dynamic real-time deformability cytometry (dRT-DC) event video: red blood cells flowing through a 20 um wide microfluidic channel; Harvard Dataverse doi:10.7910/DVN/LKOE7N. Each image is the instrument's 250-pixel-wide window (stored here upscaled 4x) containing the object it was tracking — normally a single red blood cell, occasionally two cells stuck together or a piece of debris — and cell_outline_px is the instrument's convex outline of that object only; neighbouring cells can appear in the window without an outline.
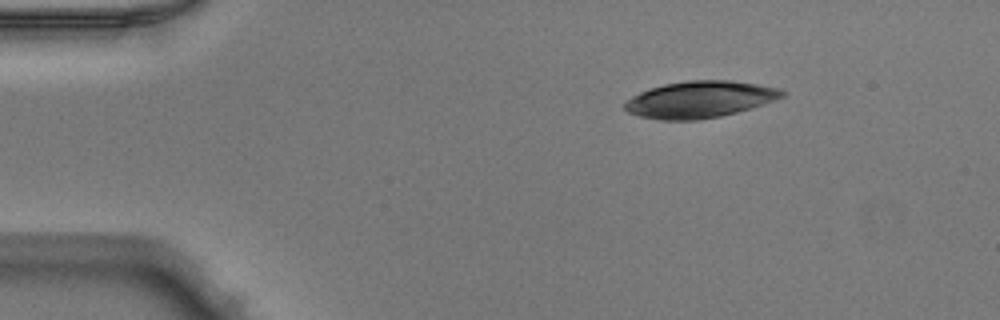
{"species": "Egyptian fruit bat (a non-hibernating species)", "species_latin": "Rousettus aegyptiacus", "temperature_condition": "warm", "stored_images_in_passage": 43, "camera_frame_rate_fps": 3000, "um_per_image_px": 0.085, "animal": {"sex": "male"}, "frame": {"image": 1, "passage_image": 1, "time_ms": 0.0, "image_size_px": [1000, 320], "cell_outline_px": [[788, 92], [784, 96], [736, 112], [720, 116], [696, 120], [660, 120], [640, 116], [628, 112], [624, 108], [624, 100], [648, 88], [664, 84], [688, 80], [732, 80], [780, 88]], "centroid_in_image_um": [59.44, 8.44], "position_along_channel_um": 25.6, "area_um2": 33.52}}
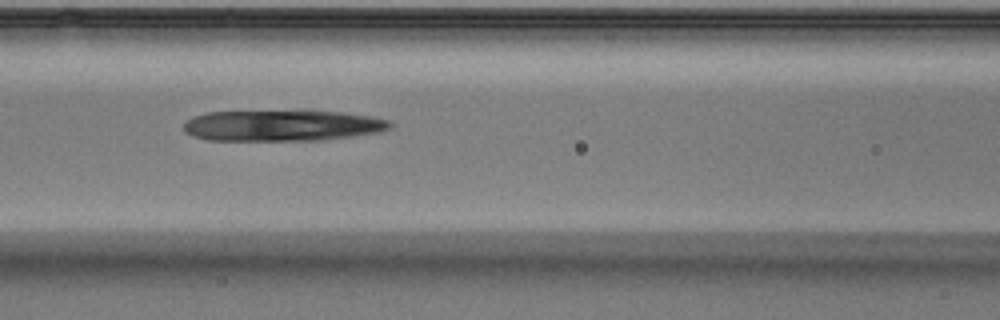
{"frame": {"image": 2, "passage_image": 15, "time_ms": 4.667, "image_size_px": [1000, 320], "cell_outline_px": [[396, 124], [392, 128], [380, 132], [352, 136], [320, 140], [204, 140], [192, 136], [184, 132], [184, 124], [192, 116], [208, 112], [344, 112], [392, 120]], "centroid_in_image_um": [24.03, 10.69], "position_along_channel_um": 142.6, "area_um2": 37.05}}
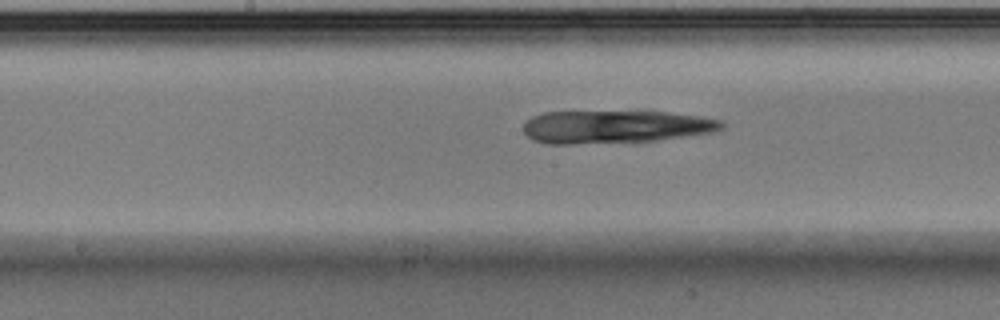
{"frame": {"image": 3, "passage_image": 19, "time_ms": 6.0, "image_size_px": [1000, 320], "cell_outline_px": [[724, 128], [712, 132], [656, 140], [572, 144], [544, 144], [532, 140], [524, 132], [524, 124], [532, 116], [544, 112], [664, 112], [696, 116], [720, 120], [724, 124]], "centroid_in_image_um": [52.24, 10.78], "position_along_channel_um": 196.0, "area_um2": 37.51}}